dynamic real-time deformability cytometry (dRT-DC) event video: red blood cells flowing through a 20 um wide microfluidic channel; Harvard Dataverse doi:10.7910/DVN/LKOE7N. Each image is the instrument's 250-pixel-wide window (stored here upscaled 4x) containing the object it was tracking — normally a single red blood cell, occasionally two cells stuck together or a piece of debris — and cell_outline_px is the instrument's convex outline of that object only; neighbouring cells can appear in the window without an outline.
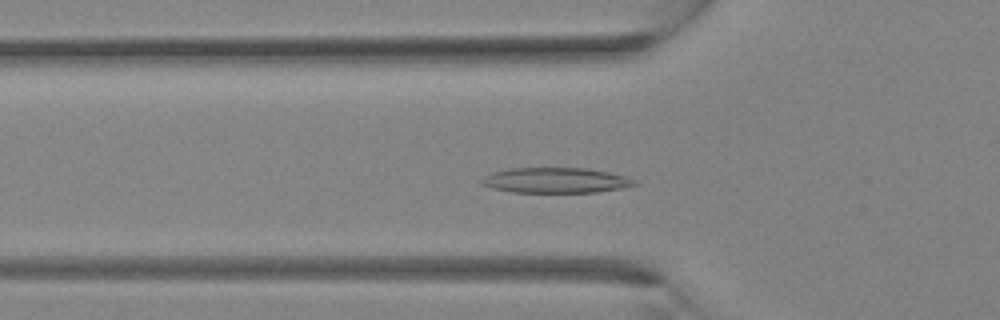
{"species": "Egyptian fruit bat (a non-hibernating species)", "species_latin": "Rousettus aegyptiacus", "temperature_condition": "room temperature", "stored_images_in_passage": 33, "camera_frame_rate_fps": 3000, "um_per_image_px": 0.085, "animal": {"sex": "female"}, "frame": {"image": 1, "passage_image": 10, "time_ms": 3.0, "image_size_px": [1000, 320], "cell_outline_px": [[640, 184], [620, 188], [596, 192], [512, 192], [492, 188], [480, 184], [480, 180], [484, 176], [492, 172], [508, 168], [588, 168], [608, 172], [624, 176], [636, 180]], "centroid_in_image_um": [47.21, 15.32], "position_along_channel_um": 78.6, "area_um2": 22.6}}
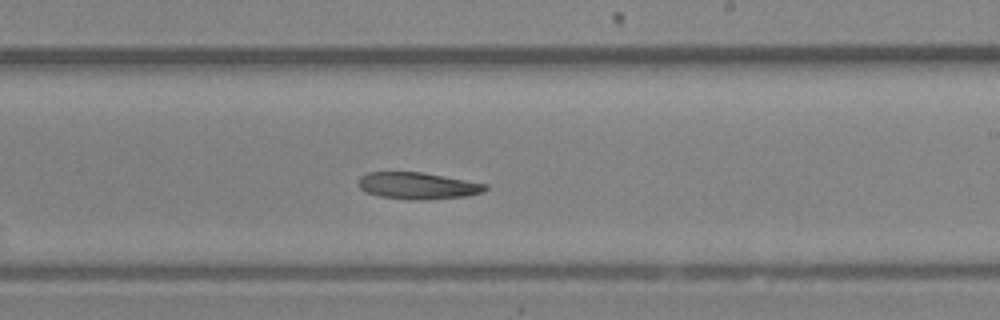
{"frame": {"image": 2, "passage_image": 19, "time_ms": 6.0, "image_size_px": [1000, 320], "cell_outline_px": [[488, 188], [484, 192], [464, 196], [424, 200], [408, 200], [380, 196], [368, 192], [360, 188], [360, 176], [368, 172], [424, 172], [488, 184]], "centroid_in_image_um": [35.55, 15.78], "position_along_channel_um": 253.4, "area_um2": 19.77}}
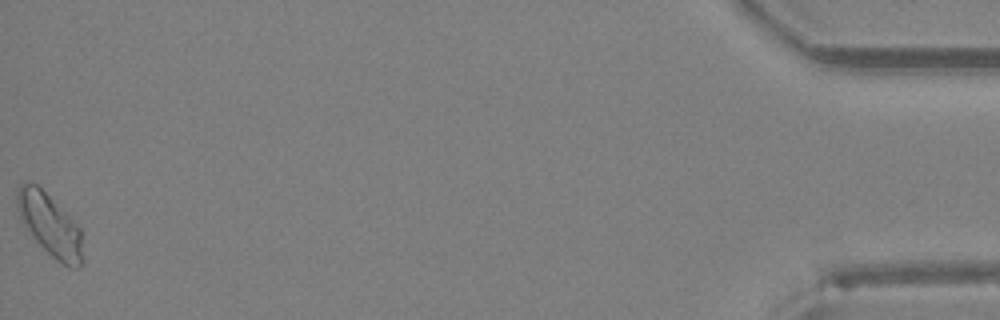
{"frame": {"image": 3, "passage_image": 33, "time_ms": 10.667, "image_size_px": [1000, 320], "cell_outline_px": [[84, 264], [76, 268], [68, 268], [56, 260], [32, 236], [20, 220], [16, 208], [16, 192], [20, 184], [28, 180], [36, 184], [80, 228], [84, 260]], "centroid_in_image_um": [4.22, 19.14], "position_along_channel_um": 431.0, "area_um2": 23.7}}